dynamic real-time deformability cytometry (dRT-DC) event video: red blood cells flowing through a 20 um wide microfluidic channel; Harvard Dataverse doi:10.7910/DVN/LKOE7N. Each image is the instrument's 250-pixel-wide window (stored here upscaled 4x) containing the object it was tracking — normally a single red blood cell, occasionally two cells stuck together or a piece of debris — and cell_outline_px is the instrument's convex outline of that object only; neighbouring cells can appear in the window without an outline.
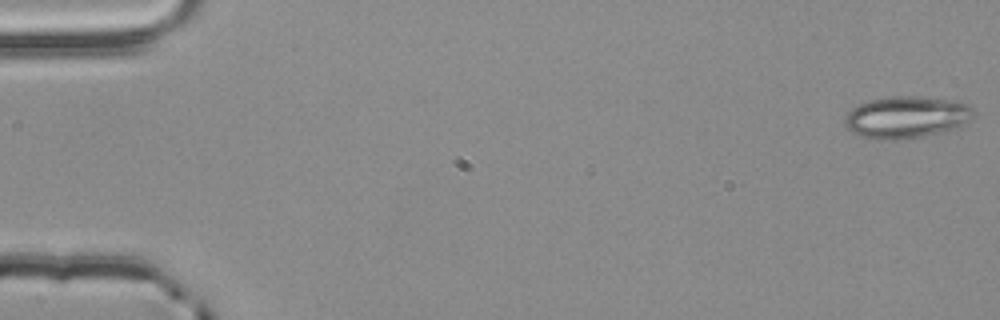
{"species": "common noctule bat (a hibernating species)", "species_latin": "Nyctalus noctula", "temperature_condition": "room temperature", "stored_images_in_passage": 55, "camera_frame_rate_fps": 3000, "um_per_image_px": 0.085, "animal": {"sex": "male", "body_mass_g": 20.4}, "frame": {"image": 1, "passage_image": 1, "time_ms": 0.0, "image_size_px": [1000, 320], "cell_outline_px": [[972, 112], [964, 124], [956, 128], [924, 136], [892, 140], [872, 140], [860, 136], [852, 132], [844, 124], [844, 116], [852, 108], [860, 104], [872, 100], [888, 96], [920, 96], [948, 100], [964, 104], [972, 108]], "centroid_in_image_um": [76.95, 9.97], "position_along_channel_um": 8.0, "area_um2": 31.15}}
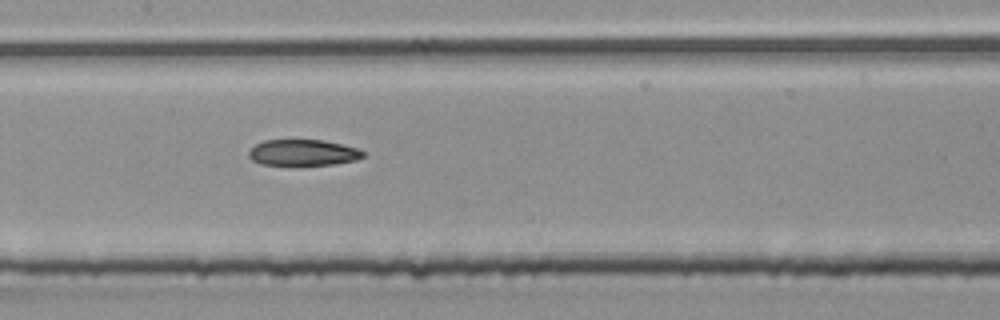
{"frame": {"image": 2, "passage_image": 27, "time_ms": 8.667, "image_size_px": [1000, 320], "cell_outline_px": [[368, 156], [356, 160], [332, 164], [260, 164], [252, 160], [248, 156], [248, 152], [256, 144], [264, 140], [324, 140], [356, 148], [364, 152]], "centroid_in_image_um": [25.77, 12.96], "position_along_channel_um": 181.6, "area_um2": 17.17}}
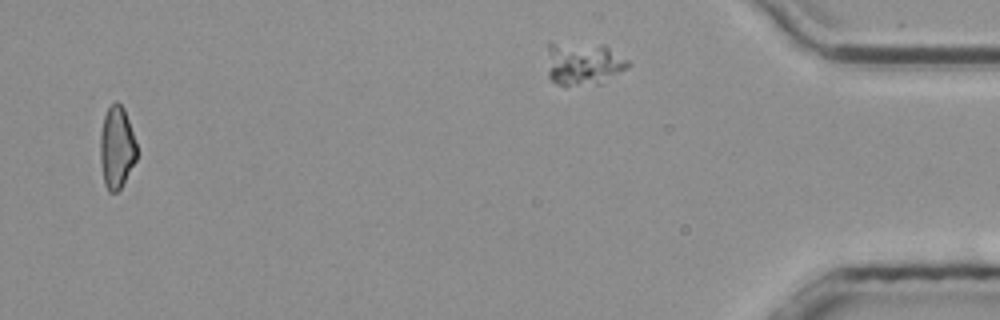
{"frame": {"image": 3, "passage_image": 53, "time_ms": 17.333, "image_size_px": [1000, 320], "cell_outline_px": [[136, 160], [120, 188], [116, 192], [108, 192], [104, 184], [100, 160], [100, 132], [104, 116], [108, 108], [116, 100], [124, 108], [136, 144]], "centroid_in_image_um": [9.89, 12.54], "position_along_channel_um": 425.3, "area_um2": 17.34}, "authors_computed_cell_mechanics": {"area_um2": 19.0162, "velocity_mm_per_s": 3.8746, "shape_relaxation_time_tau1_ms": null, "shape_relaxation_time_tau2_ms": 3.9782, "deformation_change_tau1": null, "deformation_change_tau2": 0.1186}}